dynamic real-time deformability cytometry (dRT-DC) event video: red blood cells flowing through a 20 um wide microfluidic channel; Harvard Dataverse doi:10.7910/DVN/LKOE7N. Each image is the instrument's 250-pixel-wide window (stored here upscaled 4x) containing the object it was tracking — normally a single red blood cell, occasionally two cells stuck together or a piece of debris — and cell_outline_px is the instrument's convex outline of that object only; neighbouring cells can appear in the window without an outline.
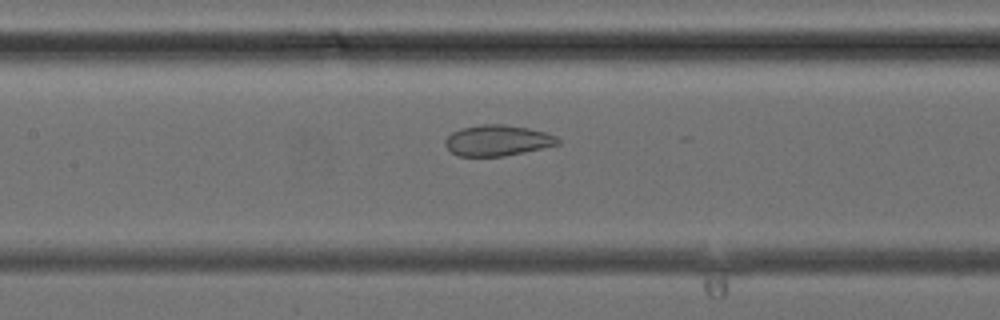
{"species": "common noctule bat (a hibernating species)", "species_latin": "Nyctalus noctula", "temperature_condition": "cold", "stored_images_in_passage": 41, "camera_frame_rate_fps": 3000, "um_per_image_px": 0.085, "animal": {"sex": "female", "body_mass_g": 24.6, "forearm_length_mm": 56.2}, "frame": {"image": 1, "passage_image": 19, "time_ms": 6.0, "image_size_px": [1000, 320], "cell_outline_px": [[560, 144], [524, 152], [504, 156], [456, 156], [444, 144], [444, 140], [452, 132], [460, 128], [480, 124], [504, 124], [528, 128], [544, 132], [556, 136], [560, 140]], "centroid_in_image_um": [42.26, 11.93], "position_along_channel_um": 165.1, "area_um2": 20.29}}
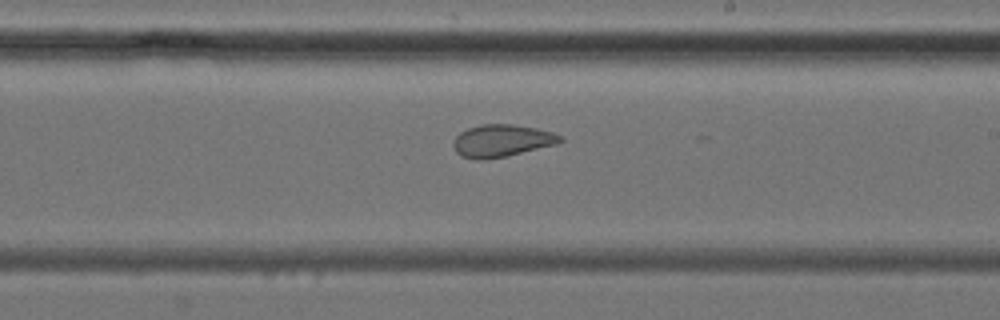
{"frame": {"image": 2, "passage_image": 24, "time_ms": 7.667, "image_size_px": [1000, 320], "cell_outline_px": [[564, 140], [556, 144], [504, 156], [484, 160], [476, 160], [460, 156], [456, 152], [452, 144], [456, 136], [460, 132], [468, 128], [484, 124], [512, 124], [536, 128], [552, 132], [560, 136]], "centroid_in_image_um": [42.6, 11.96], "position_along_channel_um": 246.4, "area_um2": 19.94}}
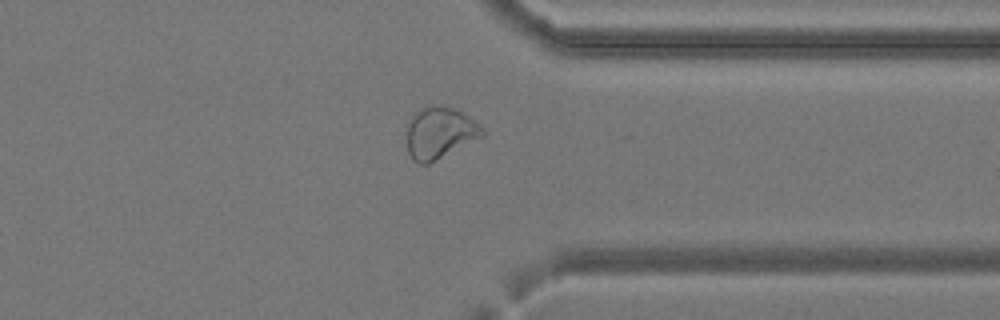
{"frame": {"image": 3, "passage_image": 32, "time_ms": 10.333, "image_size_px": [1000, 320], "cell_outline_px": [[484, 136], [428, 164], [420, 164], [412, 160], [408, 152], [408, 124], [412, 116], [420, 108], [456, 108], [484, 128]], "centroid_in_image_um": [37.39, 11.34], "position_along_channel_um": 374.0, "area_um2": 22.14}}